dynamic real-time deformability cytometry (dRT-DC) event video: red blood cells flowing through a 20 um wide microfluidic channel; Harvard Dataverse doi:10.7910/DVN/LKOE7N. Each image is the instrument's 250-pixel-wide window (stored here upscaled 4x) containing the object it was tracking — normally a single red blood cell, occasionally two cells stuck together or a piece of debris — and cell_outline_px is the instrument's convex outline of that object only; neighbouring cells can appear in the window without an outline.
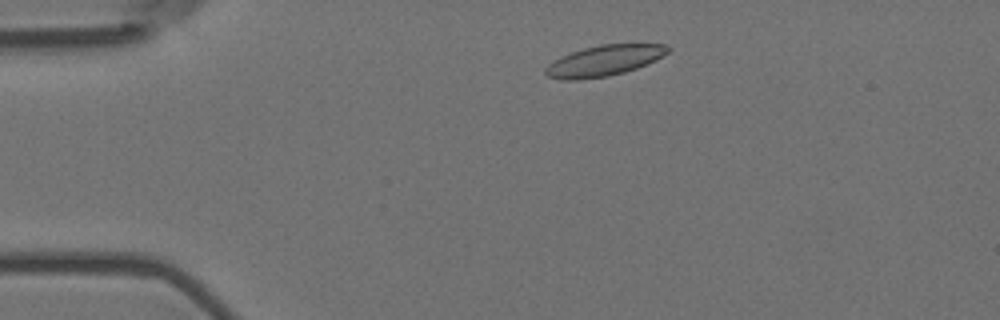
{"species": "Egyptian fruit bat (a non-hibernating species)", "species_latin": "Rousettus aegyptiacus", "temperature_condition": "room temperature", "stored_images_in_passage": 4, "camera_frame_rate_fps": 3000, "um_per_image_px": 0.085, "animal": {"sex": "female"}, "frame": {"image": 1, "passage_image": 2, "time_ms": 0.333, "image_size_px": [1000, 320], "cell_outline_px": [[668, 52], [656, 60], [636, 68], [624, 72], [608, 76], [580, 80], [560, 80], [548, 76], [544, 72], [544, 68], [552, 60], [560, 56], [584, 48], [600, 44], [664, 44], [668, 48]], "centroid_in_image_um": [51.28, 5.17], "position_along_channel_um": 33.7, "area_um2": 21.91}}
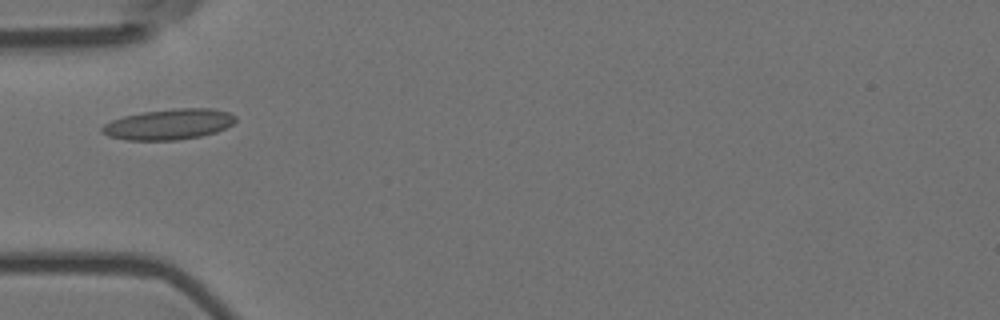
{"frame": {"image": 2, "passage_image": 4, "time_ms": 1.0, "image_size_px": [1000, 320], "cell_outline_px": [[236, 120], [232, 124], [216, 132], [200, 136], [176, 140], [128, 140], [108, 136], [100, 132], [100, 128], [104, 124], [112, 120], [124, 116], [144, 112], [176, 108], [212, 108], [228, 112], [236, 116]], "centroid_in_image_um": [14.34, 10.56], "position_along_channel_um": 70.7, "area_um2": 23.76}}